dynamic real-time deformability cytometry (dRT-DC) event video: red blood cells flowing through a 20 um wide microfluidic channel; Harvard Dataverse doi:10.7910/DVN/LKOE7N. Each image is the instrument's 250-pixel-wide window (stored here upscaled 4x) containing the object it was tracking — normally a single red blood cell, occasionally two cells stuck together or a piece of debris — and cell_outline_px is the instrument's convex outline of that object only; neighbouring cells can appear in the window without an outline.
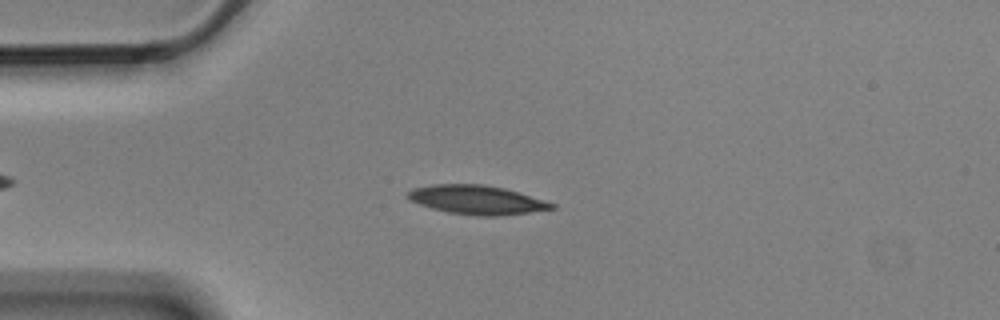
{"species": "Egyptian fruit bat (a non-hibernating species)", "species_latin": "Rousettus aegyptiacus", "temperature_condition": "cold", "stored_images_in_passage": 7, "camera_frame_rate_fps": 3000, "um_per_image_px": 0.085, "animal": {"sex": "male"}, "frame": {"image": 1, "passage_image": 3, "time_ms": 0.667, "image_size_px": [1000, 320], "cell_outline_px": [[556, 208], [528, 212], [496, 216], [480, 216], [448, 212], [432, 208], [408, 200], [404, 196], [412, 188], [432, 184], [484, 184], [504, 188], [544, 200], [556, 204]], "centroid_in_image_um": [40.48, 16.97], "position_along_channel_um": 44.5, "area_um2": 24.22}}
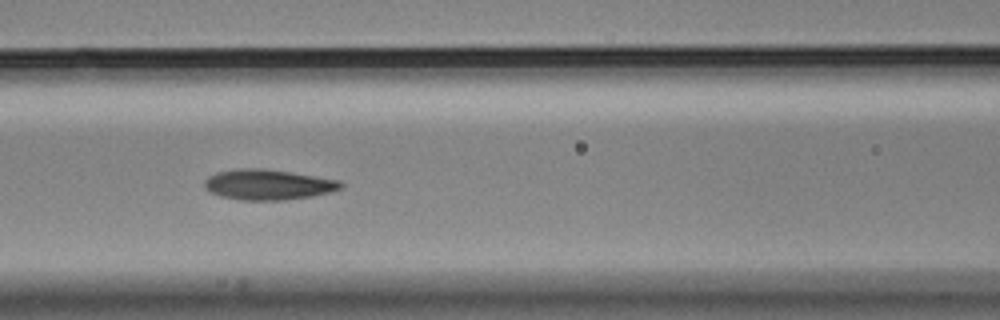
{"frame": {"image": 2, "passage_image": 6, "time_ms": 1.667, "image_size_px": [1000, 320], "cell_outline_px": [[344, 188], [312, 196], [284, 200], [240, 200], [220, 196], [204, 188], [204, 180], [208, 176], [216, 172], [236, 168], [264, 168], [340, 180], [344, 184]], "centroid_in_image_um": [22.77, 15.68], "position_along_channel_um": 143.8, "area_um2": 24.28}}
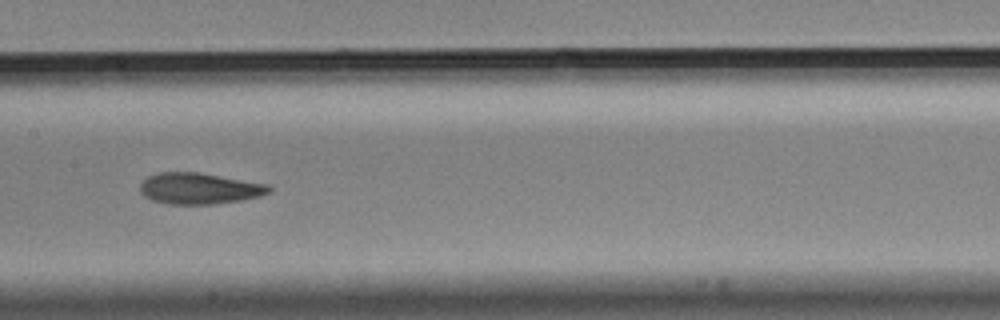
{"frame": {"image": 3, "passage_image": 7, "time_ms": 2.0, "image_size_px": [1000, 320], "cell_outline_px": [[272, 192], [260, 196], [240, 200], [216, 204], [168, 204], [152, 200], [144, 196], [140, 192], [140, 184], [148, 176], [160, 172], [196, 172], [268, 184], [272, 188]], "centroid_in_image_um": [16.94, 16.02], "position_along_channel_um": 190.5, "area_um2": 23.41}}